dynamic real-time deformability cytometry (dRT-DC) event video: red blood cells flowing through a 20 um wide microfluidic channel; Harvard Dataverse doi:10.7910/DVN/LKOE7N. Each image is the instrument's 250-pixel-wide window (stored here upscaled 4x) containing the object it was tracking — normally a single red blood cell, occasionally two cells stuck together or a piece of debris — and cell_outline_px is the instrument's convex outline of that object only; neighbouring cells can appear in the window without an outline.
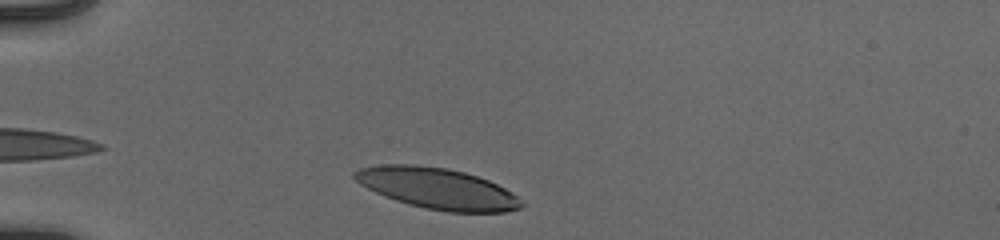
{"species": "human", "species_latin": "Homo sapiens", "temperature_condition": "cold", "stored_images_in_passage": 32, "camera_frame_rate_fps": 3000, "um_per_image_px": 0.085, "donor": {"sex": "male"}, "frame": {"image": 1, "passage_image": 2, "time_ms": 0.333, "image_size_px": [1000, 240], "cell_outline_px": [[524, 204], [520, 208], [504, 212], [448, 212], [424, 208], [408, 204], [384, 196], [360, 184], [352, 176], [352, 172], [360, 168], [380, 164], [416, 164], [448, 168], [464, 172], [488, 180], [512, 192]], "centroid_in_image_um": [37.15, 16.01], "position_along_channel_um": 47.9, "area_um2": 39.82}}
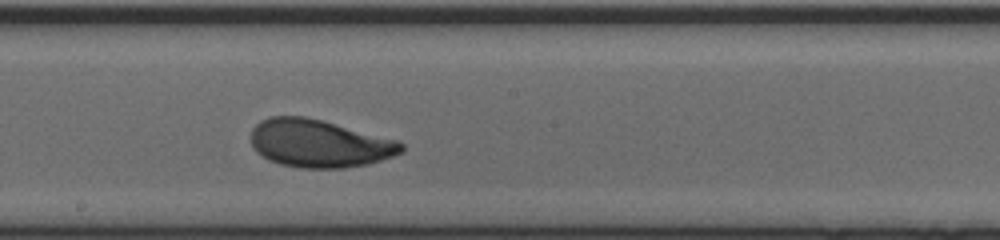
{"frame": {"image": 2, "passage_image": 18, "time_ms": 5.667, "image_size_px": [1000, 240], "cell_outline_px": [[404, 152], [368, 164], [344, 168], [300, 168], [280, 164], [268, 160], [256, 152], [252, 144], [252, 128], [260, 120], [268, 116], [304, 116], [400, 140], [404, 144]], "centroid_in_image_um": [27.14, 12.2], "position_along_channel_um": 221.1, "area_um2": 42.08}}
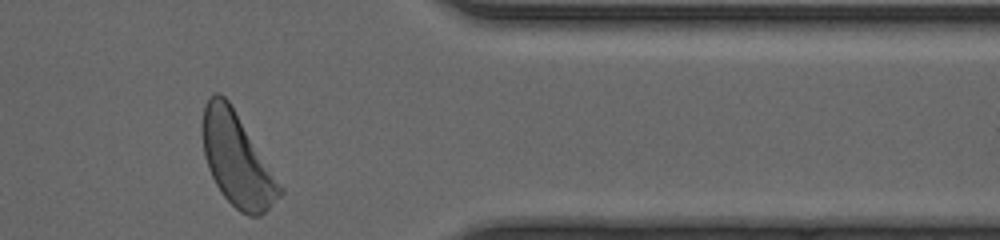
{"frame": {"image": 3, "passage_image": 32, "time_ms": 10.333, "image_size_px": [1000, 240], "cell_outline_px": [[284, 192], [260, 216], [248, 216], [240, 212], [220, 192], [208, 168], [204, 156], [200, 128], [204, 104], [216, 92], [220, 92], [228, 100], [284, 188]], "centroid_in_image_um": [20.12, 13.57], "position_along_channel_um": 391.3, "area_um2": 41.73}, "authors_computed_cell_mechanics": {"area_um2": 41.4426, "velocity_mm_per_s": 3.8962, "shape_relaxation_time_tau1_ms": 2.9107, "shape_relaxation_time_tau2_ms": 1.9791, "deformation_change_tau1": 0.1504, "deformation_change_tau2": 0.0814}}